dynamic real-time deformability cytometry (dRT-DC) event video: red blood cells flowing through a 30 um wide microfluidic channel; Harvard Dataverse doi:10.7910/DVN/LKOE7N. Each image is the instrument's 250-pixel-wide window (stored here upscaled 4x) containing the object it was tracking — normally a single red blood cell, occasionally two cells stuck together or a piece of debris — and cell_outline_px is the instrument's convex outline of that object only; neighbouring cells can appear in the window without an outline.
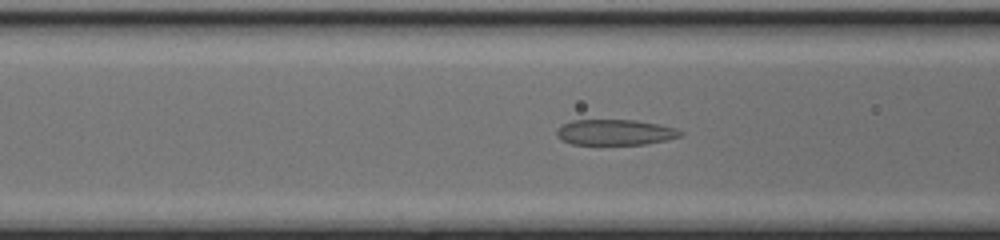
{"species": "common noctule bat (a hibernating species)", "species_latin": "Nyctalus noctula", "temperature_condition": "cold", "stored_images_in_passage": 52, "camera_frame_rate_fps": 3000, "um_per_image_px": 0.085, "animal": {"sex": "female", "body_mass_g": 17.0, "forearm_length_mm": 48.0}, "frame": {"image": 1, "passage_image": 20, "time_ms": 6.333, "image_size_px": [1000, 240], "cell_outline_px": [[684, 132], [680, 136], [668, 140], [644, 144], [572, 144], [560, 140], [556, 136], [556, 128], [560, 124], [572, 120], [636, 120], [660, 124], [676, 128]], "centroid_in_image_um": [52.25, 11.24], "position_along_channel_um": 114.3, "area_um2": 18.73}}
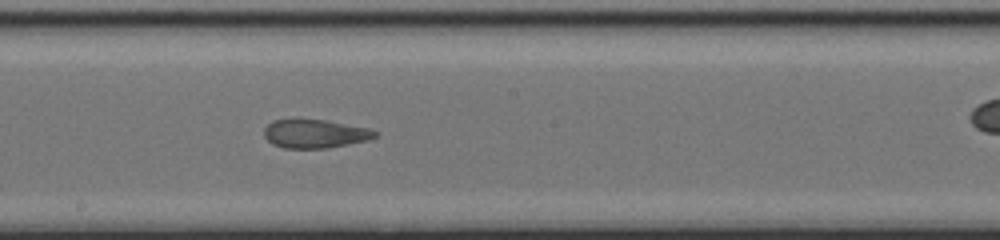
{"frame": {"image": 2, "passage_image": 28, "time_ms": 9.0, "image_size_px": [1000, 240], "cell_outline_px": [[376, 136], [368, 140], [328, 148], [284, 148], [272, 144], [264, 136], [264, 128], [272, 120], [324, 120], [372, 128], [376, 132]], "centroid_in_image_um": [26.78, 11.37], "position_along_channel_um": 221.4, "area_um2": 18.38}}
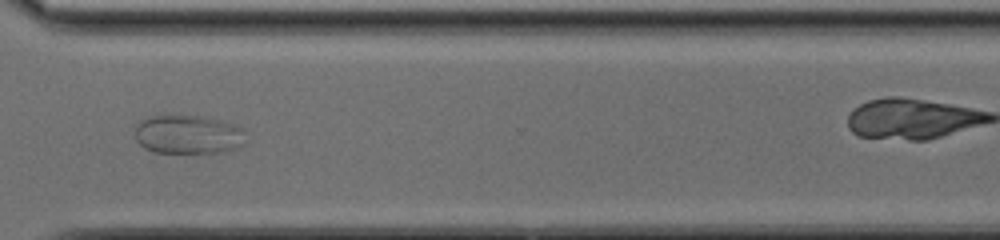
{"frame": {"image": 3, "passage_image": 38, "time_ms": 12.333, "image_size_px": [1000, 240], "cell_outline_px": [[244, 144], [236, 148], [224, 152], [156, 152], [144, 148], [136, 140], [136, 124], [140, 120], [152, 116], [200, 116], [220, 120], [244, 128]], "centroid_in_image_um": [16.0, 11.43], "position_along_channel_um": 354.6, "area_um2": 24.91}}